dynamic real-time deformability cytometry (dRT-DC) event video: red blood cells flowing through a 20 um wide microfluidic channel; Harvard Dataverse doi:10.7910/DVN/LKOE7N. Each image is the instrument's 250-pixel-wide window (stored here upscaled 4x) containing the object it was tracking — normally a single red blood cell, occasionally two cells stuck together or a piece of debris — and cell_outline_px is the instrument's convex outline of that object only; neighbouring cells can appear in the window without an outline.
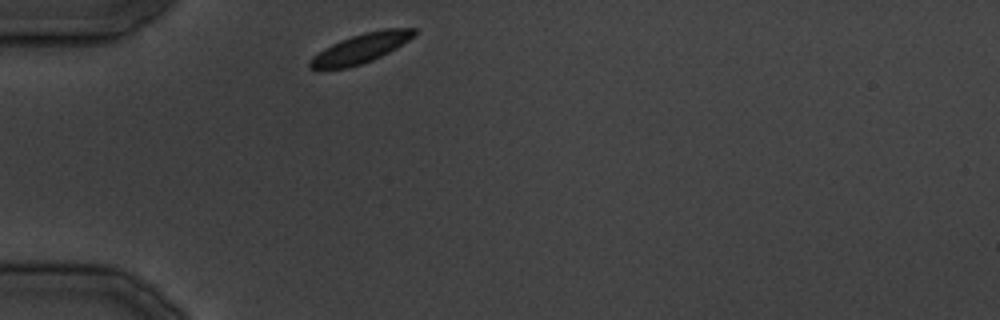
{"species": "common noctule bat (a hibernating species)", "species_latin": "Nyctalus noctula", "temperature_condition": "cold", "stored_images_in_passage": 7, "camera_frame_rate_fps": 3000, "um_per_image_px": 0.085, "animal": {"sex": "male", "body_mass_g": 19.5, "forearm_length_mm": 54.6}, "frame": {"image": 1, "passage_image": 1, "time_ms": 0.0, "image_size_px": [1000, 320], "cell_outline_px": [[416, 32], [408, 40], [396, 48], [372, 60], [348, 68], [308, 68], [308, 60], [312, 56], [332, 44], [340, 40], [364, 32], [384, 28], [416, 28]], "centroid_in_image_um": [30.65, 4.1], "position_along_channel_um": 54.4, "area_um2": 17.63}}
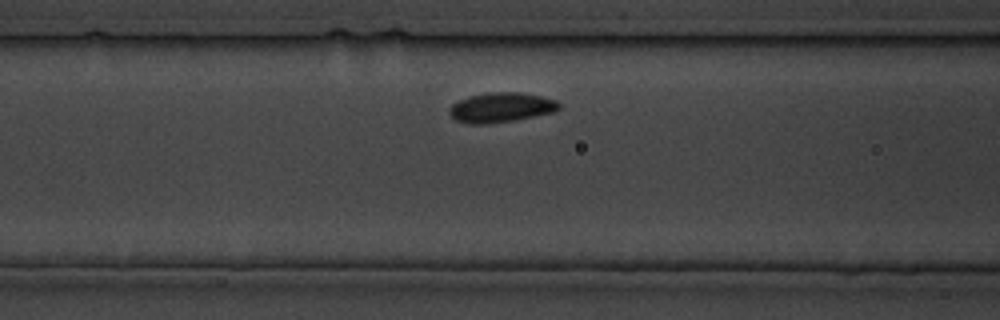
{"frame": {"image": 2, "passage_image": 6, "time_ms": 5.667, "image_size_px": [1000, 320], "cell_outline_px": [[560, 108], [556, 112], [512, 120], [484, 124], [472, 124], [456, 120], [448, 112], [448, 108], [452, 104], [468, 96], [488, 92], [520, 92], [540, 96], [556, 100], [560, 104]], "centroid_in_image_um": [42.59, 9.12], "position_along_channel_um": 124.0, "area_um2": 18.96}}